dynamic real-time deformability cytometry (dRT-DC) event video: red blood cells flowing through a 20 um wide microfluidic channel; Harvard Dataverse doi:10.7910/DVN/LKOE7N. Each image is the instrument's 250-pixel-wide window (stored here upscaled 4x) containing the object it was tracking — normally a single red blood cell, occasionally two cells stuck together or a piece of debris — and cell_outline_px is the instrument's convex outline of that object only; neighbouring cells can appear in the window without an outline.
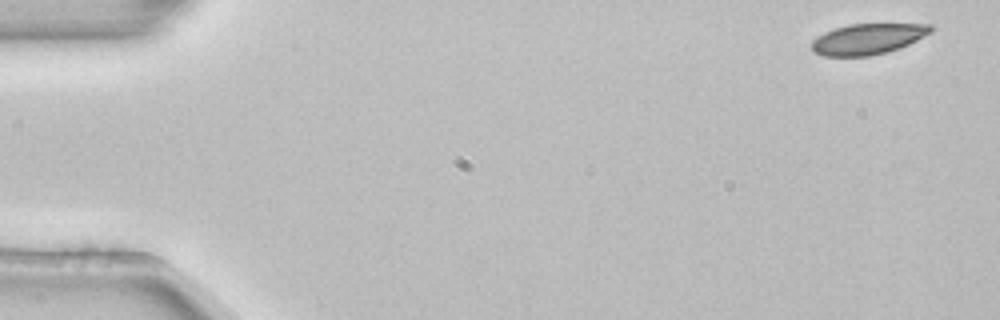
{"species": "common noctule bat (a hibernating species)", "species_latin": "Nyctalus noctula", "temperature_condition": "room temperature", "stored_images_in_passage": 4, "segment_of_instrument_passage": [2, 2], "camera_frame_rate_fps": 3000, "um_per_image_px": 0.085, "animal": {"sex": "female", "body_mass_g": 22.7, "forearm_length_mm": 54.2}, "frame": {"image": 1, "passage_image": 4, "time_ms": 1.0, "image_size_px": [1000, 320], "cell_outline_px": [[936, 28], [932, 32], [900, 48], [888, 52], [868, 56], [824, 56], [816, 52], [812, 48], [812, 40], [824, 32], [848, 24], [932, 24]], "centroid_in_image_um": [73.8, 3.3], "position_along_channel_um": 11.2, "area_um2": 21.33}}